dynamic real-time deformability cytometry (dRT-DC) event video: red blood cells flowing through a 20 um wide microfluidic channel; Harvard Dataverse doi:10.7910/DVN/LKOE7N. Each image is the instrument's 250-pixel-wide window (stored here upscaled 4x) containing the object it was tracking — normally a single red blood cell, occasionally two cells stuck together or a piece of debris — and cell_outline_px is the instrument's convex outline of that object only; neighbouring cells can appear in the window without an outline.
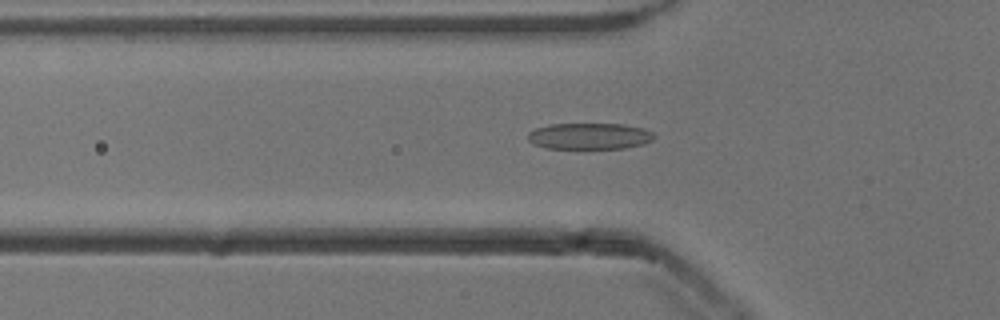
{"species": "common noctule bat (a hibernating species)", "species_latin": "Nyctalus noctula", "temperature_condition": "cold", "stored_images_in_passage": 53, "camera_frame_rate_fps": 3000, "um_per_image_px": 0.085, "animal": {"sex": "male", "body_mass_g": 13.3}, "frame": {"image": 1, "passage_image": 18, "time_ms": 5.667, "image_size_px": [1000, 320], "cell_outline_px": [[656, 136], [652, 140], [644, 144], [624, 148], [544, 148], [532, 144], [528, 140], [528, 132], [536, 128], [548, 124], [624, 124], [644, 128], [652, 132]], "centroid_in_image_um": [50.1, 11.57], "position_along_channel_um": 75.7, "area_um2": 19.48}}
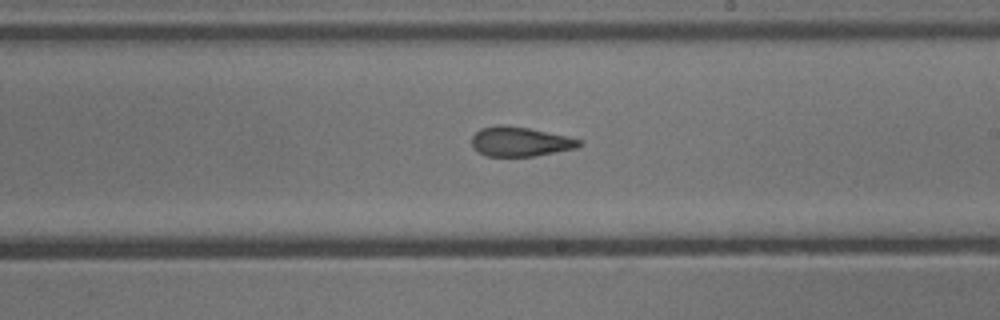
{"frame": {"image": 2, "passage_image": 31, "time_ms": 10.0, "image_size_px": [1000, 320], "cell_outline_px": [[584, 144], [576, 148], [536, 156], [484, 156], [472, 148], [472, 136], [480, 128], [496, 124], [504, 124], [528, 128], [568, 136], [580, 140]], "centroid_in_image_um": [44.18, 12.03], "position_along_channel_um": 244.8, "area_um2": 18.73}}
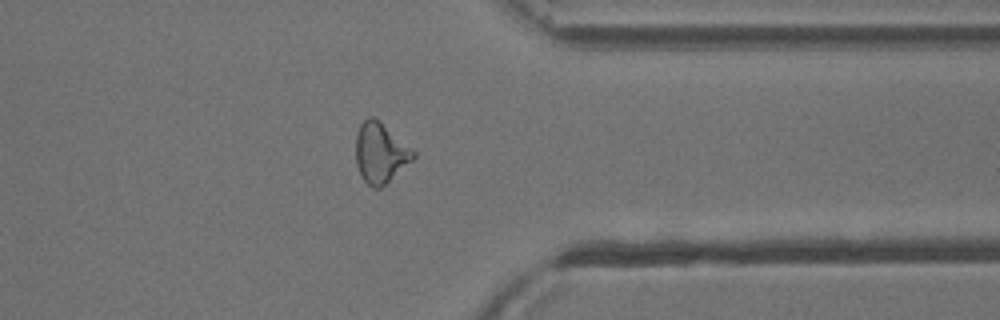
{"frame": {"image": 3, "passage_image": 42, "time_ms": 13.667, "image_size_px": [1000, 320], "cell_outline_px": [[416, 156], [412, 160], [380, 188], [372, 188], [360, 176], [356, 164], [356, 132], [360, 124], [368, 116], [372, 116], [416, 152]], "centroid_in_image_um": [32.29, 13.01], "position_along_channel_um": 379.1, "area_um2": 19.77}, "authors_computed_cell_mechanics": {"area_um2": 19.8832, "velocity_mm_per_s": 3.8789, "shape_relaxation_time_tau1_ms": 5.2541, "shape_relaxation_time_tau2_ms": 1.7431, "deformation_change_tau1": 0.1507, "deformation_change_tau2": 0.1125}}